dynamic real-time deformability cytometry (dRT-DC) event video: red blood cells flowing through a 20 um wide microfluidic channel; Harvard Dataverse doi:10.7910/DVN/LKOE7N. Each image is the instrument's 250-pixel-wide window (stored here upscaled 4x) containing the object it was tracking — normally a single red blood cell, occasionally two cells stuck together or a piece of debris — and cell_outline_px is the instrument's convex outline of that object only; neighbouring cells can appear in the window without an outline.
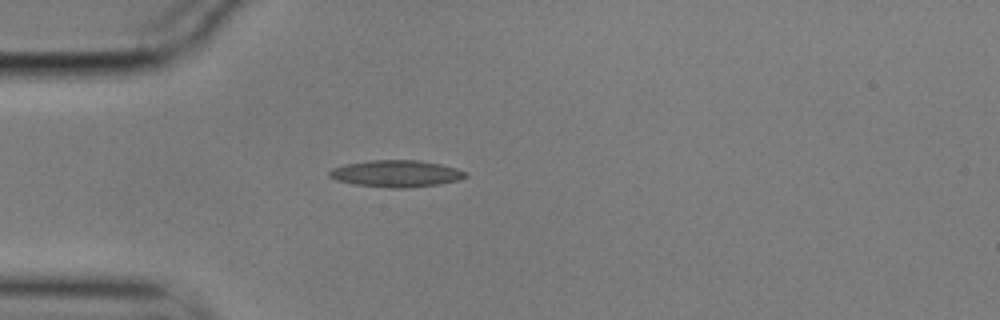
{"species": "common noctule bat (a hibernating species)", "species_latin": "Nyctalus noctula", "temperature_condition": "cold", "stored_images_in_passage": 42, "camera_frame_rate_fps": 3000, "um_per_image_px": 0.085, "animal": {"sex": "male", "body_mass_g": 17.9}, "frame": {"image": 1, "passage_image": 1, "time_ms": 0.0, "image_size_px": [1000, 320], "cell_outline_px": [[468, 176], [460, 180], [440, 184], [404, 188], [388, 188], [352, 184], [336, 180], [328, 176], [328, 172], [332, 168], [344, 164], [372, 160], [420, 160], [440, 164], [456, 168], [468, 172]], "centroid_in_image_um": [33.68, 14.76], "position_along_channel_um": 51.3, "area_um2": 21.5}}
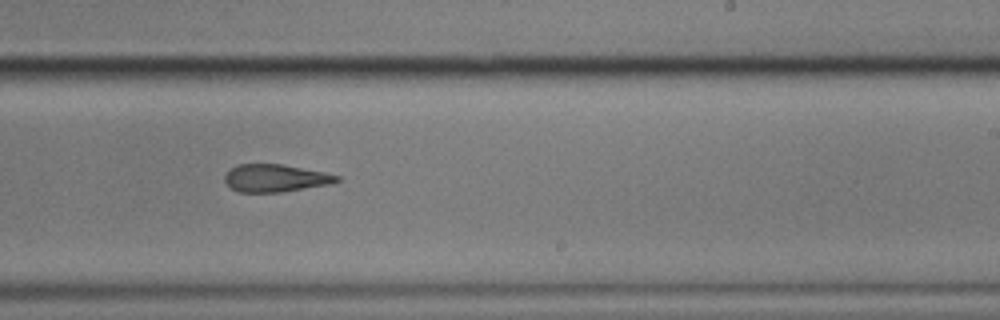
{"frame": {"image": 2, "passage_image": 20, "time_ms": 6.333, "image_size_px": [1000, 320], "cell_outline_px": [[340, 180], [332, 184], [280, 192], [240, 192], [232, 188], [224, 180], [224, 176], [236, 164], [280, 164], [324, 172], [340, 176]], "centroid_in_image_um": [23.42, 15.14], "position_along_channel_um": 265.6, "area_um2": 17.86}}
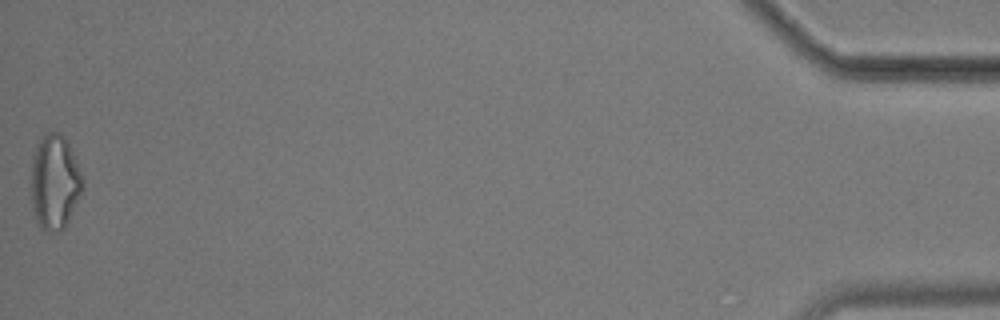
{"frame": {"image": 3, "passage_image": 42, "time_ms": 13.667, "image_size_px": [1000, 320], "cell_outline_px": [[84, 188], [64, 228], [60, 232], [48, 232], [40, 228], [36, 220], [32, 208], [32, 156], [44, 132], [56, 132], [64, 136], [68, 144], [84, 180]], "centroid_in_image_um": [4.65, 15.51], "position_along_channel_um": 430.6, "area_um2": 28.32}, "authors_computed_cell_mechanics": {"area_um2": 19.3052, "velocity_mm_per_s": 3.5332, "shape_relaxation_time_tau1_ms": null, "shape_relaxation_time_tau2_ms": 4.4945, "deformation_change_tau1": null, "deformation_change_tau2": 0.1498}}